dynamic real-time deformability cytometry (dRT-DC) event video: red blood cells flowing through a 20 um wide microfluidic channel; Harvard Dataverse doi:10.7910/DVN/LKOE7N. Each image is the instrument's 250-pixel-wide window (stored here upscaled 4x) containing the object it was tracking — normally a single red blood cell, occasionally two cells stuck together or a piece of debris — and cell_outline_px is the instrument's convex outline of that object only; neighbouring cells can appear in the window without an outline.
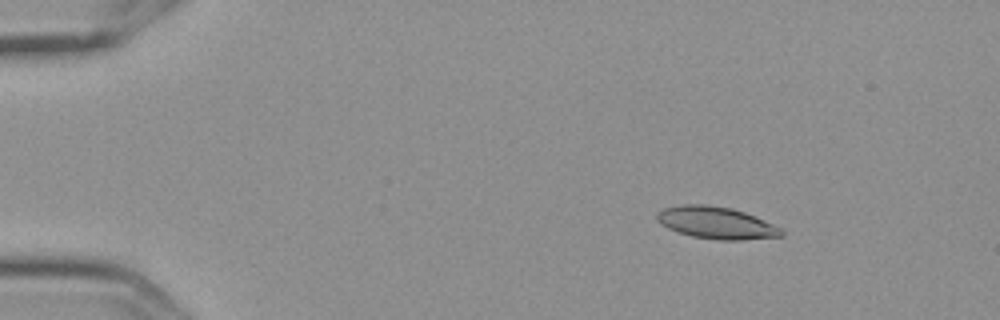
{"species": "Egyptian fruit bat (a non-hibernating species)", "species_latin": "Rousettus aegyptiacus", "temperature_condition": "cold", "stored_images_in_passage": 10, "camera_frame_rate_fps": 3000, "um_per_image_px": 0.085, "frame": {"image": 1, "passage_image": 3, "time_ms": 0.667, "image_size_px": [1000, 320], "cell_outline_px": [[784, 236], [740, 240], [720, 240], [692, 236], [668, 228], [660, 224], [656, 220], [656, 212], [664, 208], [680, 204], [708, 204], [732, 208], [744, 212], [764, 220], [780, 228], [784, 232]], "centroid_in_image_um": [60.85, 18.92], "position_along_channel_um": 24.1, "area_um2": 23.29}}
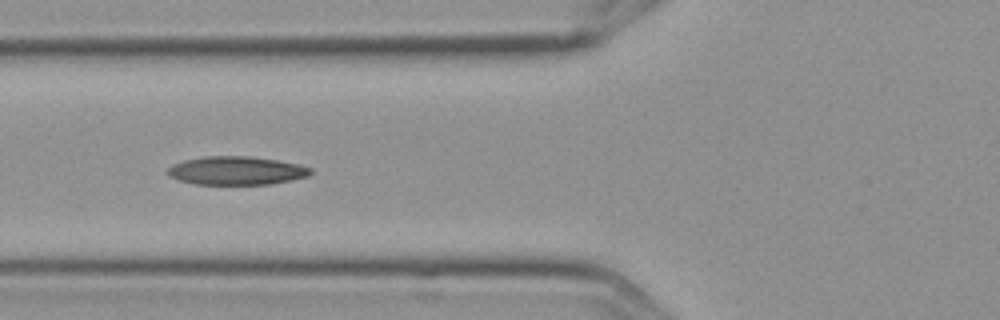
{"frame": {"image": 2, "passage_image": 7, "time_ms": 2.0, "image_size_px": [1000, 320], "cell_outline_px": [[312, 172], [308, 176], [292, 180], [268, 184], [196, 184], [180, 180], [168, 176], [168, 168], [172, 164], [184, 160], [204, 156], [252, 156], [276, 160], [296, 164], [312, 168]], "centroid_in_image_um": [20.08, 14.5], "position_along_channel_um": 105.7, "area_um2": 23.58}}
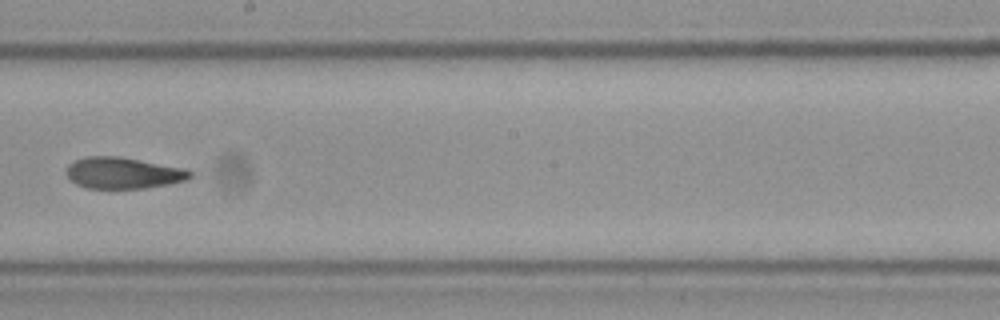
{"frame": {"image": 3, "passage_image": 10, "time_ms": 3.0, "image_size_px": [1000, 320], "cell_outline_px": [[192, 176], [184, 180], [168, 184], [144, 188], [84, 188], [76, 184], [64, 172], [68, 164], [76, 160], [88, 156], [116, 156], [184, 168], [192, 172]], "centroid_in_image_um": [10.42, 14.7], "position_along_channel_um": 237.8, "area_um2": 22.37}}